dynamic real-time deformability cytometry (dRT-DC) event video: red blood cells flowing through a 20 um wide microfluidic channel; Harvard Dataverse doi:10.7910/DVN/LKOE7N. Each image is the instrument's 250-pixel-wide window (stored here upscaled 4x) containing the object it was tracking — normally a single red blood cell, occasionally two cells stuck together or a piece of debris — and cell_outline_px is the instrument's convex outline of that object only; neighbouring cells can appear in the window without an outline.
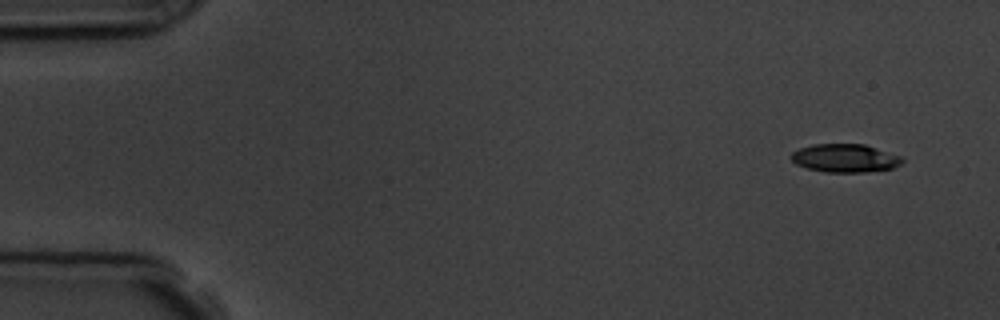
{"species": "common noctule bat (a hibernating species)", "species_latin": "Nyctalus noctula", "temperature_condition": "room temperature", "stored_images_in_passage": 5, "camera_frame_rate_fps": 3000, "um_per_image_px": 0.085, "animal": {"sex": "male", "body_mass_g": 19.5, "forearm_length_mm": 54.6}, "frame": {"image": 1, "passage_image": 1, "time_ms": 0.0, "image_size_px": [1000, 320], "cell_outline_px": [[904, 160], [900, 164], [892, 168], [864, 172], [824, 172], [808, 168], [796, 164], [788, 156], [792, 152], [800, 148], [812, 144], [864, 144], [900, 156]], "centroid_in_image_um": [71.78, 13.44], "position_along_channel_um": 13.2, "area_um2": 18.21}}
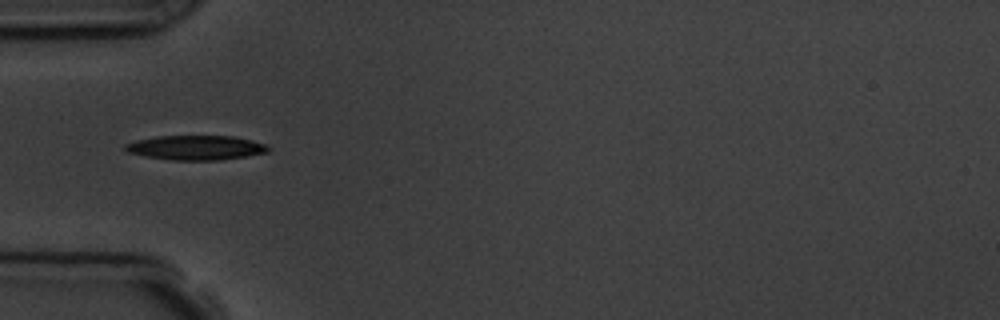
{"frame": {"image": 2, "passage_image": 5, "time_ms": 4.667, "image_size_px": [1000, 320], "cell_outline_px": [[272, 148], [268, 152], [220, 160], [172, 160], [144, 156], [128, 152], [124, 148], [124, 144], [136, 140], [156, 136], [232, 136], [252, 140], [268, 144]], "centroid_in_image_um": [16.67, 12.54], "position_along_channel_um": 68.3, "area_um2": 20.52}}